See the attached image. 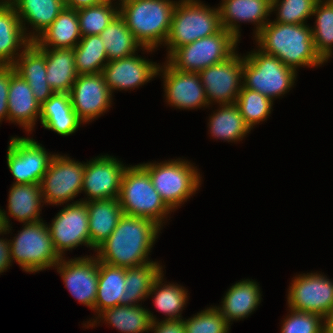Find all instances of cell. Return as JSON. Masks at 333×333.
<instances>
[{"label": "cell", "mask_w": 333, "mask_h": 333, "mask_svg": "<svg viewBox=\"0 0 333 333\" xmlns=\"http://www.w3.org/2000/svg\"><path fill=\"white\" fill-rule=\"evenodd\" d=\"M85 164L55 155L40 182L45 203L61 204L81 193Z\"/></svg>", "instance_id": "10"}, {"label": "cell", "mask_w": 333, "mask_h": 333, "mask_svg": "<svg viewBox=\"0 0 333 333\" xmlns=\"http://www.w3.org/2000/svg\"><path fill=\"white\" fill-rule=\"evenodd\" d=\"M7 164L14 176V184H38L45 175L52 158L34 139L13 137L8 146Z\"/></svg>", "instance_id": "11"}, {"label": "cell", "mask_w": 333, "mask_h": 333, "mask_svg": "<svg viewBox=\"0 0 333 333\" xmlns=\"http://www.w3.org/2000/svg\"><path fill=\"white\" fill-rule=\"evenodd\" d=\"M8 120L31 131L41 115V105L28 85L18 74L11 77L8 90Z\"/></svg>", "instance_id": "22"}, {"label": "cell", "mask_w": 333, "mask_h": 333, "mask_svg": "<svg viewBox=\"0 0 333 333\" xmlns=\"http://www.w3.org/2000/svg\"><path fill=\"white\" fill-rule=\"evenodd\" d=\"M25 33L15 7L8 0L1 1L0 65H13L17 58L14 56L16 50L32 43Z\"/></svg>", "instance_id": "24"}, {"label": "cell", "mask_w": 333, "mask_h": 333, "mask_svg": "<svg viewBox=\"0 0 333 333\" xmlns=\"http://www.w3.org/2000/svg\"><path fill=\"white\" fill-rule=\"evenodd\" d=\"M296 71L277 57L266 54L260 49L244 58V88L258 91L273 100V97L285 94L294 85Z\"/></svg>", "instance_id": "7"}, {"label": "cell", "mask_w": 333, "mask_h": 333, "mask_svg": "<svg viewBox=\"0 0 333 333\" xmlns=\"http://www.w3.org/2000/svg\"><path fill=\"white\" fill-rule=\"evenodd\" d=\"M11 262L10 242L0 239V273L7 270Z\"/></svg>", "instance_id": "46"}, {"label": "cell", "mask_w": 333, "mask_h": 333, "mask_svg": "<svg viewBox=\"0 0 333 333\" xmlns=\"http://www.w3.org/2000/svg\"><path fill=\"white\" fill-rule=\"evenodd\" d=\"M28 38L39 48H74L82 38L77 10L64 8L44 32Z\"/></svg>", "instance_id": "23"}, {"label": "cell", "mask_w": 333, "mask_h": 333, "mask_svg": "<svg viewBox=\"0 0 333 333\" xmlns=\"http://www.w3.org/2000/svg\"><path fill=\"white\" fill-rule=\"evenodd\" d=\"M16 9L24 31L23 22H29L40 35L65 8L64 0H8ZM25 19L24 21L22 19Z\"/></svg>", "instance_id": "29"}, {"label": "cell", "mask_w": 333, "mask_h": 333, "mask_svg": "<svg viewBox=\"0 0 333 333\" xmlns=\"http://www.w3.org/2000/svg\"><path fill=\"white\" fill-rule=\"evenodd\" d=\"M118 200L125 215L150 219L160 227L162 219L172 211L153 187L149 173L140 164L125 168Z\"/></svg>", "instance_id": "4"}, {"label": "cell", "mask_w": 333, "mask_h": 333, "mask_svg": "<svg viewBox=\"0 0 333 333\" xmlns=\"http://www.w3.org/2000/svg\"><path fill=\"white\" fill-rule=\"evenodd\" d=\"M321 274H304L291 283L288 294L290 309L325 317L333 306V282Z\"/></svg>", "instance_id": "14"}, {"label": "cell", "mask_w": 333, "mask_h": 333, "mask_svg": "<svg viewBox=\"0 0 333 333\" xmlns=\"http://www.w3.org/2000/svg\"><path fill=\"white\" fill-rule=\"evenodd\" d=\"M323 319L315 313L291 309V315L282 324L281 333H325Z\"/></svg>", "instance_id": "43"}, {"label": "cell", "mask_w": 333, "mask_h": 333, "mask_svg": "<svg viewBox=\"0 0 333 333\" xmlns=\"http://www.w3.org/2000/svg\"><path fill=\"white\" fill-rule=\"evenodd\" d=\"M161 274L153 283L149 295L155 293L154 304L158 311H161L169 317L165 320H181V313L187 300V291L182 286L169 284L162 287ZM186 291V292H185Z\"/></svg>", "instance_id": "38"}, {"label": "cell", "mask_w": 333, "mask_h": 333, "mask_svg": "<svg viewBox=\"0 0 333 333\" xmlns=\"http://www.w3.org/2000/svg\"><path fill=\"white\" fill-rule=\"evenodd\" d=\"M105 0H64L65 8L79 10L102 3Z\"/></svg>", "instance_id": "47"}, {"label": "cell", "mask_w": 333, "mask_h": 333, "mask_svg": "<svg viewBox=\"0 0 333 333\" xmlns=\"http://www.w3.org/2000/svg\"><path fill=\"white\" fill-rule=\"evenodd\" d=\"M272 0H223L218 8L222 28L239 40V27L236 21L254 22L257 35L267 24L265 19L271 13Z\"/></svg>", "instance_id": "21"}, {"label": "cell", "mask_w": 333, "mask_h": 333, "mask_svg": "<svg viewBox=\"0 0 333 333\" xmlns=\"http://www.w3.org/2000/svg\"><path fill=\"white\" fill-rule=\"evenodd\" d=\"M46 56V79L54 92L69 93L78 77L73 48H40Z\"/></svg>", "instance_id": "27"}, {"label": "cell", "mask_w": 333, "mask_h": 333, "mask_svg": "<svg viewBox=\"0 0 333 333\" xmlns=\"http://www.w3.org/2000/svg\"><path fill=\"white\" fill-rule=\"evenodd\" d=\"M99 35L103 40L108 61L130 57L139 46L142 47L120 14Z\"/></svg>", "instance_id": "34"}, {"label": "cell", "mask_w": 333, "mask_h": 333, "mask_svg": "<svg viewBox=\"0 0 333 333\" xmlns=\"http://www.w3.org/2000/svg\"><path fill=\"white\" fill-rule=\"evenodd\" d=\"M240 114L250 129L260 121H264L271 113L272 99L242 86L241 91L236 99Z\"/></svg>", "instance_id": "39"}, {"label": "cell", "mask_w": 333, "mask_h": 333, "mask_svg": "<svg viewBox=\"0 0 333 333\" xmlns=\"http://www.w3.org/2000/svg\"><path fill=\"white\" fill-rule=\"evenodd\" d=\"M154 333H185L183 320H163L153 322L151 328Z\"/></svg>", "instance_id": "45"}, {"label": "cell", "mask_w": 333, "mask_h": 333, "mask_svg": "<svg viewBox=\"0 0 333 333\" xmlns=\"http://www.w3.org/2000/svg\"><path fill=\"white\" fill-rule=\"evenodd\" d=\"M262 52L277 57L296 71L300 66H318L324 61L316 53L312 28L305 24L268 22L255 36Z\"/></svg>", "instance_id": "2"}, {"label": "cell", "mask_w": 333, "mask_h": 333, "mask_svg": "<svg viewBox=\"0 0 333 333\" xmlns=\"http://www.w3.org/2000/svg\"><path fill=\"white\" fill-rule=\"evenodd\" d=\"M13 240L10 242L11 260H16L26 272L44 270L61 260L43 221L26 223Z\"/></svg>", "instance_id": "9"}, {"label": "cell", "mask_w": 333, "mask_h": 333, "mask_svg": "<svg viewBox=\"0 0 333 333\" xmlns=\"http://www.w3.org/2000/svg\"><path fill=\"white\" fill-rule=\"evenodd\" d=\"M185 333H228L230 323L217 307L208 308L188 320L183 319Z\"/></svg>", "instance_id": "41"}, {"label": "cell", "mask_w": 333, "mask_h": 333, "mask_svg": "<svg viewBox=\"0 0 333 333\" xmlns=\"http://www.w3.org/2000/svg\"><path fill=\"white\" fill-rule=\"evenodd\" d=\"M222 29L219 9H211L197 0H181L175 5L171 27L165 42L168 55L177 47L190 44Z\"/></svg>", "instance_id": "5"}, {"label": "cell", "mask_w": 333, "mask_h": 333, "mask_svg": "<svg viewBox=\"0 0 333 333\" xmlns=\"http://www.w3.org/2000/svg\"><path fill=\"white\" fill-rule=\"evenodd\" d=\"M176 3L170 0H125L119 14L144 50L166 42Z\"/></svg>", "instance_id": "3"}, {"label": "cell", "mask_w": 333, "mask_h": 333, "mask_svg": "<svg viewBox=\"0 0 333 333\" xmlns=\"http://www.w3.org/2000/svg\"><path fill=\"white\" fill-rule=\"evenodd\" d=\"M244 58L234 53L223 62L205 68L198 74L205 89L208 103L215 100L220 105L236 102L243 83ZM240 81V83H239Z\"/></svg>", "instance_id": "12"}, {"label": "cell", "mask_w": 333, "mask_h": 333, "mask_svg": "<svg viewBox=\"0 0 333 333\" xmlns=\"http://www.w3.org/2000/svg\"><path fill=\"white\" fill-rule=\"evenodd\" d=\"M237 42L238 39L222 28L214 35L175 48L168 55L167 63L178 71L199 73L231 57Z\"/></svg>", "instance_id": "6"}, {"label": "cell", "mask_w": 333, "mask_h": 333, "mask_svg": "<svg viewBox=\"0 0 333 333\" xmlns=\"http://www.w3.org/2000/svg\"><path fill=\"white\" fill-rule=\"evenodd\" d=\"M90 248L95 250L109 237L123 216L118 198L86 201Z\"/></svg>", "instance_id": "25"}, {"label": "cell", "mask_w": 333, "mask_h": 333, "mask_svg": "<svg viewBox=\"0 0 333 333\" xmlns=\"http://www.w3.org/2000/svg\"><path fill=\"white\" fill-rule=\"evenodd\" d=\"M162 266L149 262L137 267L126 268L125 291L121 296V305H136L149 296L155 280L163 274Z\"/></svg>", "instance_id": "33"}, {"label": "cell", "mask_w": 333, "mask_h": 333, "mask_svg": "<svg viewBox=\"0 0 333 333\" xmlns=\"http://www.w3.org/2000/svg\"><path fill=\"white\" fill-rule=\"evenodd\" d=\"M140 165L149 173L153 187L171 210L192 196L201 182L197 169L180 159Z\"/></svg>", "instance_id": "8"}, {"label": "cell", "mask_w": 333, "mask_h": 333, "mask_svg": "<svg viewBox=\"0 0 333 333\" xmlns=\"http://www.w3.org/2000/svg\"><path fill=\"white\" fill-rule=\"evenodd\" d=\"M111 94L102 73L78 75L69 92L73 110L83 123L95 119L111 106Z\"/></svg>", "instance_id": "15"}, {"label": "cell", "mask_w": 333, "mask_h": 333, "mask_svg": "<svg viewBox=\"0 0 333 333\" xmlns=\"http://www.w3.org/2000/svg\"><path fill=\"white\" fill-rule=\"evenodd\" d=\"M160 226L154 221L123 214L116 228L96 249L98 260L121 268L137 267L151 261L146 258Z\"/></svg>", "instance_id": "1"}, {"label": "cell", "mask_w": 333, "mask_h": 333, "mask_svg": "<svg viewBox=\"0 0 333 333\" xmlns=\"http://www.w3.org/2000/svg\"><path fill=\"white\" fill-rule=\"evenodd\" d=\"M18 55L13 67L16 74L30 86L36 101L43 105L55 92L48 85L46 79L45 53L32 42Z\"/></svg>", "instance_id": "20"}, {"label": "cell", "mask_w": 333, "mask_h": 333, "mask_svg": "<svg viewBox=\"0 0 333 333\" xmlns=\"http://www.w3.org/2000/svg\"><path fill=\"white\" fill-rule=\"evenodd\" d=\"M210 118L209 128L213 137L227 141H238L251 130L235 103L221 105Z\"/></svg>", "instance_id": "36"}, {"label": "cell", "mask_w": 333, "mask_h": 333, "mask_svg": "<svg viewBox=\"0 0 333 333\" xmlns=\"http://www.w3.org/2000/svg\"><path fill=\"white\" fill-rule=\"evenodd\" d=\"M126 268L99 261V277L95 310L100 314L106 309L121 305L125 291Z\"/></svg>", "instance_id": "30"}, {"label": "cell", "mask_w": 333, "mask_h": 333, "mask_svg": "<svg viewBox=\"0 0 333 333\" xmlns=\"http://www.w3.org/2000/svg\"><path fill=\"white\" fill-rule=\"evenodd\" d=\"M313 15L317 16L316 26L312 29L315 51L325 62L331 56L333 47V0H318Z\"/></svg>", "instance_id": "37"}, {"label": "cell", "mask_w": 333, "mask_h": 333, "mask_svg": "<svg viewBox=\"0 0 333 333\" xmlns=\"http://www.w3.org/2000/svg\"><path fill=\"white\" fill-rule=\"evenodd\" d=\"M323 321L325 333H333V306L327 312Z\"/></svg>", "instance_id": "48"}, {"label": "cell", "mask_w": 333, "mask_h": 333, "mask_svg": "<svg viewBox=\"0 0 333 333\" xmlns=\"http://www.w3.org/2000/svg\"><path fill=\"white\" fill-rule=\"evenodd\" d=\"M159 65L134 55L108 61L102 70L105 82L112 90L134 88L157 75Z\"/></svg>", "instance_id": "19"}, {"label": "cell", "mask_w": 333, "mask_h": 333, "mask_svg": "<svg viewBox=\"0 0 333 333\" xmlns=\"http://www.w3.org/2000/svg\"><path fill=\"white\" fill-rule=\"evenodd\" d=\"M42 199L40 185L14 184L9 192L8 211L24 224L42 221L39 218Z\"/></svg>", "instance_id": "31"}, {"label": "cell", "mask_w": 333, "mask_h": 333, "mask_svg": "<svg viewBox=\"0 0 333 333\" xmlns=\"http://www.w3.org/2000/svg\"><path fill=\"white\" fill-rule=\"evenodd\" d=\"M125 168L107 155L85 163L82 191L90 196L88 201L118 198Z\"/></svg>", "instance_id": "17"}, {"label": "cell", "mask_w": 333, "mask_h": 333, "mask_svg": "<svg viewBox=\"0 0 333 333\" xmlns=\"http://www.w3.org/2000/svg\"><path fill=\"white\" fill-rule=\"evenodd\" d=\"M41 124L62 136L74 133L83 123L74 112L69 93L55 92L41 105Z\"/></svg>", "instance_id": "26"}, {"label": "cell", "mask_w": 333, "mask_h": 333, "mask_svg": "<svg viewBox=\"0 0 333 333\" xmlns=\"http://www.w3.org/2000/svg\"><path fill=\"white\" fill-rule=\"evenodd\" d=\"M124 333L148 332L156 318L140 305H117L101 312L98 316Z\"/></svg>", "instance_id": "32"}, {"label": "cell", "mask_w": 333, "mask_h": 333, "mask_svg": "<svg viewBox=\"0 0 333 333\" xmlns=\"http://www.w3.org/2000/svg\"><path fill=\"white\" fill-rule=\"evenodd\" d=\"M9 219H7L5 211L0 209V234L9 231Z\"/></svg>", "instance_id": "49"}, {"label": "cell", "mask_w": 333, "mask_h": 333, "mask_svg": "<svg viewBox=\"0 0 333 333\" xmlns=\"http://www.w3.org/2000/svg\"><path fill=\"white\" fill-rule=\"evenodd\" d=\"M111 4V1H103L100 4L77 10L82 37L99 35L119 14V10L112 8Z\"/></svg>", "instance_id": "40"}, {"label": "cell", "mask_w": 333, "mask_h": 333, "mask_svg": "<svg viewBox=\"0 0 333 333\" xmlns=\"http://www.w3.org/2000/svg\"><path fill=\"white\" fill-rule=\"evenodd\" d=\"M73 49L78 75L102 73L108 57L100 35L82 37Z\"/></svg>", "instance_id": "35"}, {"label": "cell", "mask_w": 333, "mask_h": 333, "mask_svg": "<svg viewBox=\"0 0 333 333\" xmlns=\"http://www.w3.org/2000/svg\"><path fill=\"white\" fill-rule=\"evenodd\" d=\"M164 68L158 67L157 74L163 70L164 89L169 104L179 109L209 105L198 73L178 71L168 63L164 65Z\"/></svg>", "instance_id": "18"}, {"label": "cell", "mask_w": 333, "mask_h": 333, "mask_svg": "<svg viewBox=\"0 0 333 333\" xmlns=\"http://www.w3.org/2000/svg\"><path fill=\"white\" fill-rule=\"evenodd\" d=\"M258 283L242 280L234 284L226 293L222 301V308L218 310L229 323L247 317L258 306L261 300Z\"/></svg>", "instance_id": "28"}, {"label": "cell", "mask_w": 333, "mask_h": 333, "mask_svg": "<svg viewBox=\"0 0 333 333\" xmlns=\"http://www.w3.org/2000/svg\"><path fill=\"white\" fill-rule=\"evenodd\" d=\"M272 0L271 11L278 8L277 23L305 24V20L313 15L318 0ZM279 3V4H278ZM279 6V7H278Z\"/></svg>", "instance_id": "42"}, {"label": "cell", "mask_w": 333, "mask_h": 333, "mask_svg": "<svg viewBox=\"0 0 333 333\" xmlns=\"http://www.w3.org/2000/svg\"><path fill=\"white\" fill-rule=\"evenodd\" d=\"M52 221L48 227L49 233L61 258L63 251L71 250L80 244L90 247L88 209L84 200L68 204Z\"/></svg>", "instance_id": "13"}, {"label": "cell", "mask_w": 333, "mask_h": 333, "mask_svg": "<svg viewBox=\"0 0 333 333\" xmlns=\"http://www.w3.org/2000/svg\"><path fill=\"white\" fill-rule=\"evenodd\" d=\"M69 292L82 304L95 310L97 296L99 260L81 257L69 261L61 260L55 265Z\"/></svg>", "instance_id": "16"}, {"label": "cell", "mask_w": 333, "mask_h": 333, "mask_svg": "<svg viewBox=\"0 0 333 333\" xmlns=\"http://www.w3.org/2000/svg\"><path fill=\"white\" fill-rule=\"evenodd\" d=\"M15 73L13 65H0V122L5 117L8 120V90Z\"/></svg>", "instance_id": "44"}]
</instances>
